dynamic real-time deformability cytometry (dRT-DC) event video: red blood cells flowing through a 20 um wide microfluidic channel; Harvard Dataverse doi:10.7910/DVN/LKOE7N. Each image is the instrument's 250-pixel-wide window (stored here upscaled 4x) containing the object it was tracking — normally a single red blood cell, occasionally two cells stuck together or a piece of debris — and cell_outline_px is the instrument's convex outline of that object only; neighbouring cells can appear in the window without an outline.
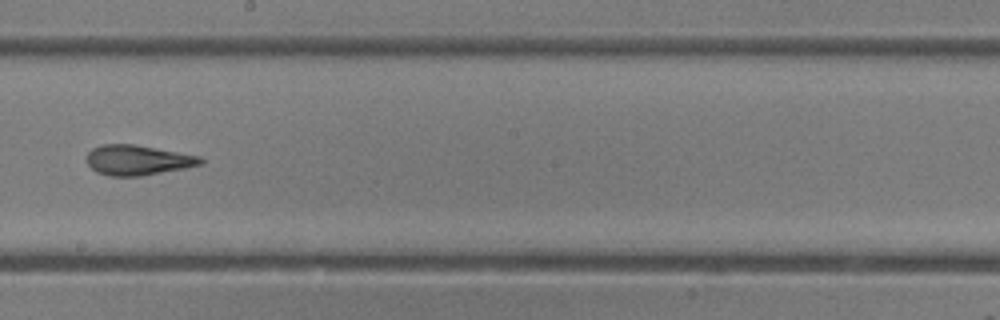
{"species": "common noctule bat (a hibernating species)", "species_latin": "Nyctalus noctula", "temperature_condition": "room temperature", "stored_images_in_passage": 27, "camera_frame_rate_fps": 3000, "um_per_image_px": 0.085, "animal": {"sex": "female"}, "frame": {"image": 1, "passage_image": 12, "time_ms": 3.667, "image_size_px": [1000, 320], "cell_outline_px": [[204, 164], [184, 168], [140, 176], [108, 176], [96, 172], [88, 164], [88, 152], [92, 148], [100, 144], [132, 144], [200, 156], [204, 160]], "centroid_in_image_um": [11.7, 13.61], "position_along_channel_um": 236.5, "area_um2": 19.83}}